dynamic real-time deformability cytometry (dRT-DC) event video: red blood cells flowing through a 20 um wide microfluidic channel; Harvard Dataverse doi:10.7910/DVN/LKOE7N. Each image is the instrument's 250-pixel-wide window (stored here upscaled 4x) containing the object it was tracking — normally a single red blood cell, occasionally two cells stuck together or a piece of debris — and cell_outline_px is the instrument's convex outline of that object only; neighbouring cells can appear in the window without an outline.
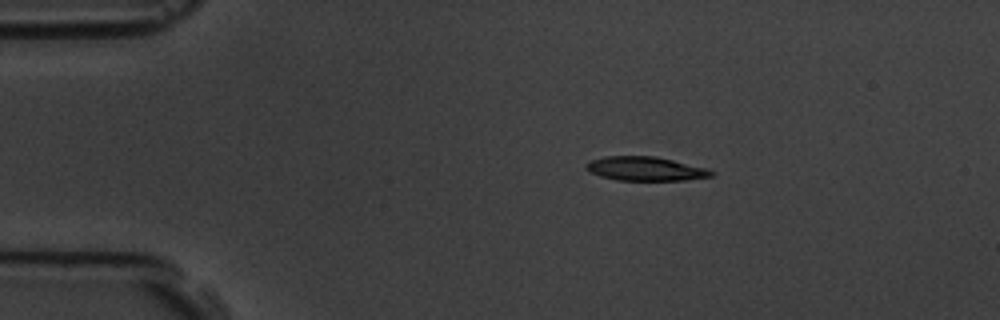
{"species": "common noctule bat (a hibernating species)", "species_latin": "Nyctalus noctula", "temperature_condition": "room temperature", "stored_images_in_passage": 4, "camera_frame_rate_fps": 3000, "um_per_image_px": 0.085, "animal": {"sex": "male", "body_mass_g": 19.5, "forearm_length_mm": 54.6}, "frame": {"image": 1, "passage_image": 2, "time_ms": 1.333, "image_size_px": [1000, 320], "cell_outline_px": [[716, 172], [712, 176], [684, 180], [616, 180], [600, 176], [588, 172], [588, 164], [592, 160], [604, 156], [656, 156], [708, 168]], "centroid_in_image_um": [54.91, 14.34], "position_along_channel_um": 30.1, "area_um2": 17.46}}